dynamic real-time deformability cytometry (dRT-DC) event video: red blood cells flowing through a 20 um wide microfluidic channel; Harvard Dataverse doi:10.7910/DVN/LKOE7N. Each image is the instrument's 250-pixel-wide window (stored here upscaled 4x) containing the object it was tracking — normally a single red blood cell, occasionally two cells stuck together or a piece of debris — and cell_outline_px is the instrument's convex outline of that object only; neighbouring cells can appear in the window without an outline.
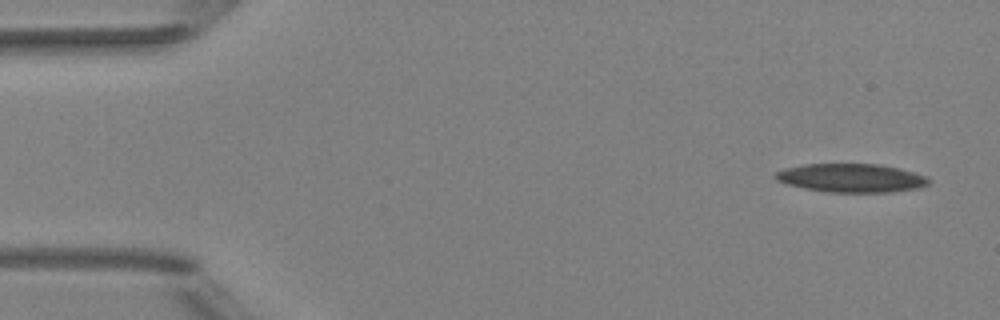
{"species": "Egyptian fruit bat (a non-hibernating species)", "species_latin": "Rousettus aegyptiacus", "temperature_condition": "room temperature", "stored_images_in_passage": 6, "camera_frame_rate_fps": 3000, "um_per_image_px": 0.085, "animal": {"sex": "female"}, "frame": {"image": 1, "passage_image": 1, "time_ms": 0.0, "image_size_px": [1000, 320], "cell_outline_px": [[928, 184], [920, 188], [892, 192], [828, 192], [804, 188], [788, 184], [776, 180], [772, 176], [776, 172], [784, 168], [804, 164], [880, 164], [900, 168], [928, 176]], "centroid_in_image_um": [72.36, 15.12], "position_along_channel_um": 12.6, "area_um2": 25.66}}
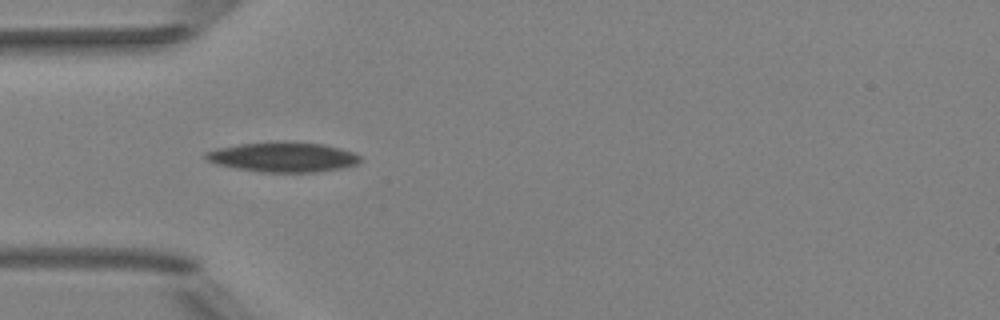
{"frame": {"image": 2, "passage_image": 5, "time_ms": 4.667, "image_size_px": [1000, 320], "cell_outline_px": [[360, 160], [356, 164], [340, 168], [316, 172], [260, 172], [236, 168], [216, 164], [208, 160], [204, 156], [204, 152], [216, 148], [240, 144], [324, 144], [340, 148], [352, 152], [360, 156]], "centroid_in_image_um": [24.03, 13.39], "position_along_channel_um": 61.0, "area_um2": 25.84}}
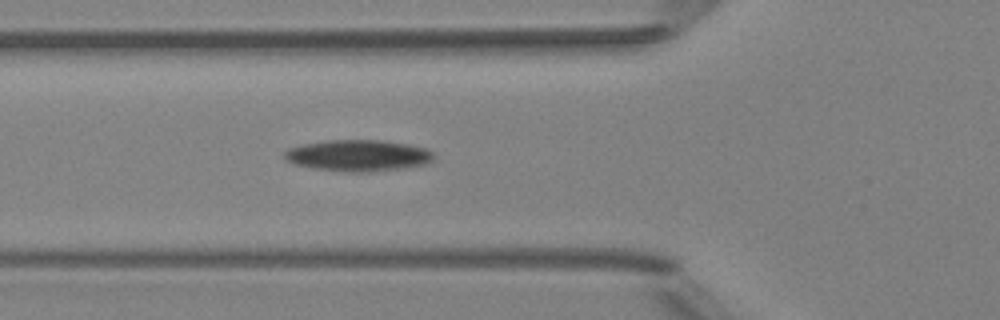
{"frame": {"image": 3, "passage_image": 6, "time_ms": 5.667, "image_size_px": [1000, 320], "cell_outline_px": [[436, 156], [428, 164], [404, 168], [368, 172], [348, 172], [312, 168], [292, 164], [284, 156], [284, 152], [288, 148], [304, 144], [328, 140], [380, 140], [408, 144], [428, 148]], "centroid_in_image_um": [30.48, 13.22], "position_along_channel_um": 95.3, "area_um2": 27.51}}